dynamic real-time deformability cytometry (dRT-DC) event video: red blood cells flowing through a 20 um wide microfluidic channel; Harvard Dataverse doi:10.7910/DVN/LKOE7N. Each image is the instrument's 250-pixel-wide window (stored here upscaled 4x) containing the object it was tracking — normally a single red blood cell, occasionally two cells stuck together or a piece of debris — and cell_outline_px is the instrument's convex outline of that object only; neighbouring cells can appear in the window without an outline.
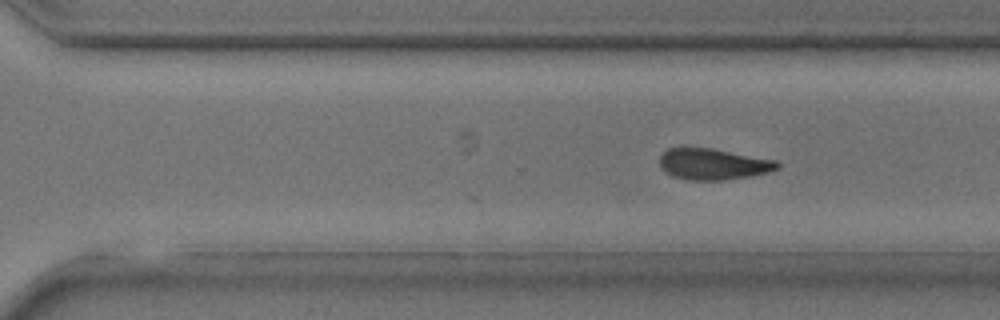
{"species": "common noctule bat (a hibernating species)", "species_latin": "Nyctalus noctula", "temperature_condition": "room temperature", "stored_images_in_passage": 24, "camera_frame_rate_fps": 3000, "um_per_image_px": 0.085, "animal": {"sex": "male", "body_mass_g": 17.9, "forearm_length_mm": 54.2}, "frame": {"image": 1, "passage_image": 24, "time_ms": 7.667, "image_size_px": [1000, 320], "cell_outline_px": [[780, 168], [768, 172], [720, 180], [688, 180], [672, 176], [660, 168], [660, 156], [668, 148], [712, 148], [776, 160], [780, 164]], "centroid_in_image_um": [60.6, 13.94], "position_along_channel_um": 310.0, "area_um2": 21.15}}